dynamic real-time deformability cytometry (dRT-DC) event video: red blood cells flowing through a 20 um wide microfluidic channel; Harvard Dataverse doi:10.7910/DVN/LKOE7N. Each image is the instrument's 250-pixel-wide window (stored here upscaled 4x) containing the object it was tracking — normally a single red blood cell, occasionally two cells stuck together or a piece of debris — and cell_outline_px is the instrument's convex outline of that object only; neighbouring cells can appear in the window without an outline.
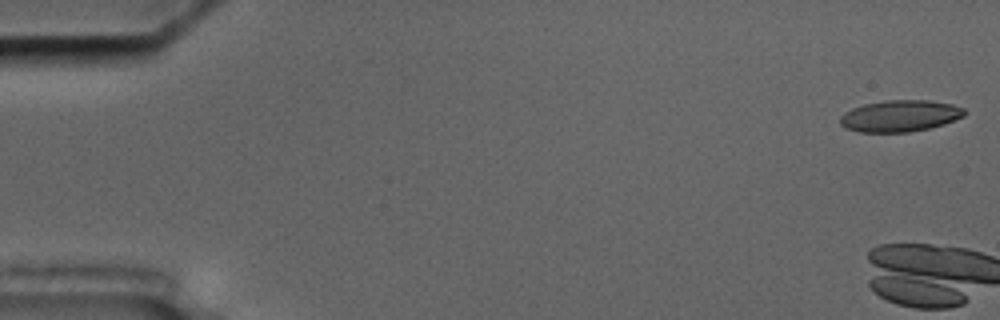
{"species": "common noctule bat (a hibernating species)", "species_latin": "Nyctalus noctula", "temperature_condition": "cold", "stored_images_in_passage": 4, "camera_frame_rate_fps": 3000, "um_per_image_px": 0.085, "animal": {"sex": "male", "body_mass_g": 17.5, "forearm_length_mm": 52.3}, "frame": {"image": 1, "passage_image": 1, "time_ms": 0.0, "image_size_px": [1000, 320], "cell_outline_px": [[968, 112], [964, 116], [944, 124], [928, 128], [908, 132], [860, 132], [848, 128], [840, 124], [840, 116], [844, 112], [852, 108], [864, 104], [888, 100], [928, 100], [952, 104], [964, 108]], "centroid_in_image_um": [76.52, 9.84], "position_along_channel_um": 8.5, "area_um2": 22.83}}